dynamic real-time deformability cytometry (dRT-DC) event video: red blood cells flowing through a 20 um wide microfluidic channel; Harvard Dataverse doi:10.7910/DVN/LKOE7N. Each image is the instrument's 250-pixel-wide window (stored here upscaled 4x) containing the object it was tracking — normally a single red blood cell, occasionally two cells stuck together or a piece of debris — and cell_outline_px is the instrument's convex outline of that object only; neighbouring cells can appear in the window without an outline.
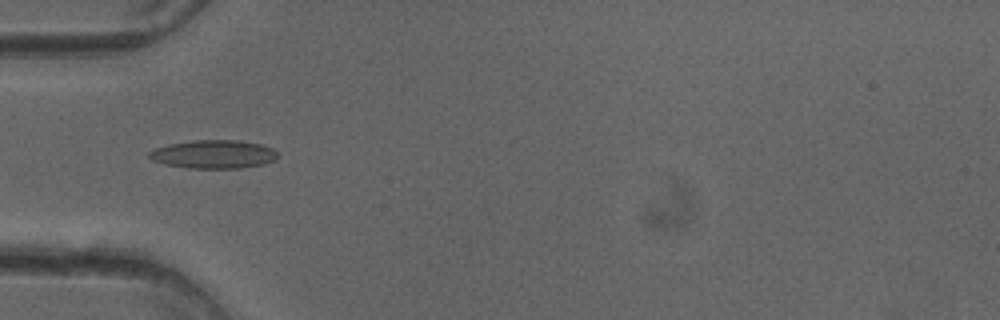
{"species": "common noctule bat (a hibernating species)", "species_latin": "Nyctalus noctula", "temperature_condition": "cold", "stored_images_in_passage": 51, "camera_frame_rate_fps": 3000, "um_per_image_px": 0.085, "animal": {"sex": "female"}, "frame": {"image": 1, "passage_image": 17, "time_ms": 5.333, "image_size_px": [1000, 320], "cell_outline_px": [[280, 156], [276, 160], [264, 164], [240, 168], [188, 168], [164, 164], [152, 160], [148, 156], [148, 152], [152, 148], [168, 144], [192, 140], [240, 140], [260, 144], [272, 148]], "centroid_in_image_um": [18.14, 13.11], "position_along_channel_um": 66.9, "area_um2": 21.56}}
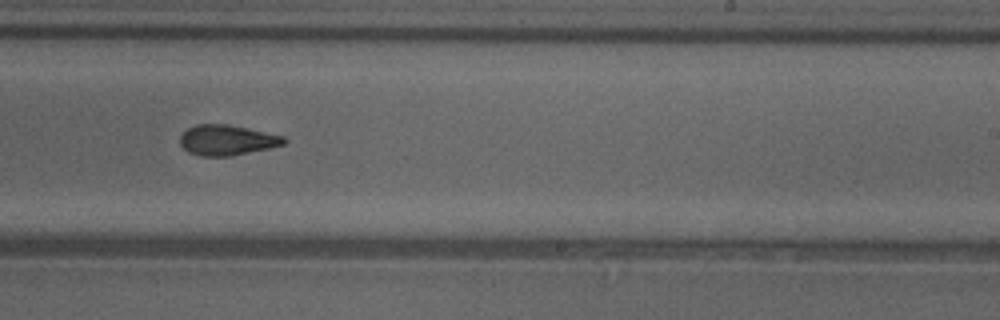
{"frame": {"image": 2, "passage_image": 32, "time_ms": 10.333, "image_size_px": [1000, 320], "cell_outline_px": [[288, 140], [284, 144], [268, 148], [228, 156], [200, 156], [188, 152], [180, 144], [180, 136], [188, 128], [196, 124], [228, 124], [284, 136]], "centroid_in_image_um": [19.27, 11.9], "position_along_channel_um": 269.7, "area_um2": 18.21}}
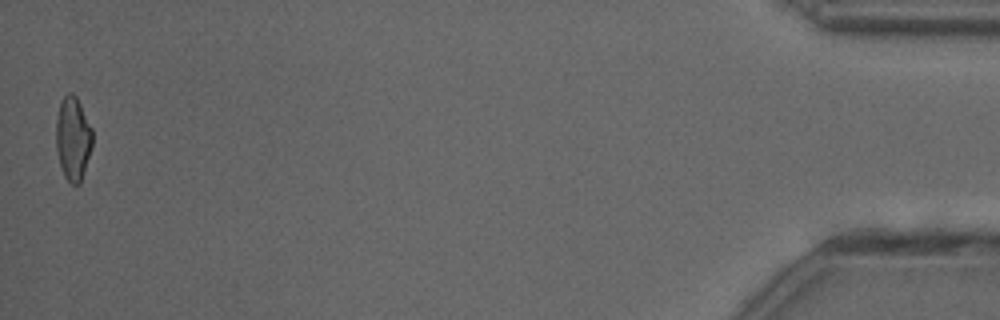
{"frame": {"image": 3, "passage_image": 51, "time_ms": 16.667, "image_size_px": [1000, 320], "cell_outline_px": [[92, 144], [80, 184], [72, 184], [64, 176], [60, 164], [56, 148], [56, 120], [60, 100], [68, 92], [72, 92], [76, 96], [92, 128]], "centroid_in_image_um": [6.19, 11.74], "position_along_channel_um": 429.0, "area_um2": 17.63}, "authors_computed_cell_mechanics": {"area_um2": 19.0162, "velocity_mm_per_s": 4.0448, "shape_relaxation_time_tau1_ms": null, "shape_relaxation_time_tau2_ms": 2.7964, "deformation_change_tau1": null, "deformation_change_tau2": 0.1056}}